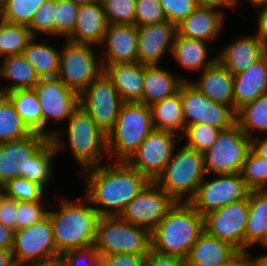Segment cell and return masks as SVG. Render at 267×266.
Returning <instances> with one entry per match:
<instances>
[{"mask_svg":"<svg viewBox=\"0 0 267 266\" xmlns=\"http://www.w3.org/2000/svg\"><path fill=\"white\" fill-rule=\"evenodd\" d=\"M33 37L28 26L9 23L0 18V59L22 54Z\"/></svg>","mask_w":267,"mask_h":266,"instance_id":"37","label":"cell"},{"mask_svg":"<svg viewBox=\"0 0 267 266\" xmlns=\"http://www.w3.org/2000/svg\"><path fill=\"white\" fill-rule=\"evenodd\" d=\"M112 162L80 174L85 181L83 195L100 216H119L127 204L150 183L127 161Z\"/></svg>","mask_w":267,"mask_h":266,"instance_id":"1","label":"cell"},{"mask_svg":"<svg viewBox=\"0 0 267 266\" xmlns=\"http://www.w3.org/2000/svg\"><path fill=\"white\" fill-rule=\"evenodd\" d=\"M153 129L150 106L123 102L115 125L107 134L109 160L127 161Z\"/></svg>","mask_w":267,"mask_h":266,"instance_id":"6","label":"cell"},{"mask_svg":"<svg viewBox=\"0 0 267 266\" xmlns=\"http://www.w3.org/2000/svg\"><path fill=\"white\" fill-rule=\"evenodd\" d=\"M99 48L103 49L100 54L103 68L111 64L137 62V26L135 24H109Z\"/></svg>","mask_w":267,"mask_h":266,"instance_id":"20","label":"cell"},{"mask_svg":"<svg viewBox=\"0 0 267 266\" xmlns=\"http://www.w3.org/2000/svg\"><path fill=\"white\" fill-rule=\"evenodd\" d=\"M242 4L243 2L241 1V0H235V10H236V7H240V5L239 4Z\"/></svg>","mask_w":267,"mask_h":266,"instance_id":"63","label":"cell"},{"mask_svg":"<svg viewBox=\"0 0 267 266\" xmlns=\"http://www.w3.org/2000/svg\"><path fill=\"white\" fill-rule=\"evenodd\" d=\"M257 34L263 43H267V8L257 13Z\"/></svg>","mask_w":267,"mask_h":266,"instance_id":"55","label":"cell"},{"mask_svg":"<svg viewBox=\"0 0 267 266\" xmlns=\"http://www.w3.org/2000/svg\"><path fill=\"white\" fill-rule=\"evenodd\" d=\"M78 7L71 0H57L55 18V37L57 39L60 37L66 40L72 34L78 16Z\"/></svg>","mask_w":267,"mask_h":266,"instance_id":"43","label":"cell"},{"mask_svg":"<svg viewBox=\"0 0 267 266\" xmlns=\"http://www.w3.org/2000/svg\"><path fill=\"white\" fill-rule=\"evenodd\" d=\"M248 197L232 202L204 216V231L226 241L239 252H245V230L248 222Z\"/></svg>","mask_w":267,"mask_h":266,"instance_id":"17","label":"cell"},{"mask_svg":"<svg viewBox=\"0 0 267 266\" xmlns=\"http://www.w3.org/2000/svg\"><path fill=\"white\" fill-rule=\"evenodd\" d=\"M109 24H135L136 0H102Z\"/></svg>","mask_w":267,"mask_h":266,"instance_id":"44","label":"cell"},{"mask_svg":"<svg viewBox=\"0 0 267 266\" xmlns=\"http://www.w3.org/2000/svg\"><path fill=\"white\" fill-rule=\"evenodd\" d=\"M154 129L170 131L180 137L186 130L179 91L150 106Z\"/></svg>","mask_w":267,"mask_h":266,"instance_id":"33","label":"cell"},{"mask_svg":"<svg viewBox=\"0 0 267 266\" xmlns=\"http://www.w3.org/2000/svg\"><path fill=\"white\" fill-rule=\"evenodd\" d=\"M204 232V217L189 203L176 201L151 232V249L185 259Z\"/></svg>","mask_w":267,"mask_h":266,"instance_id":"5","label":"cell"},{"mask_svg":"<svg viewBox=\"0 0 267 266\" xmlns=\"http://www.w3.org/2000/svg\"><path fill=\"white\" fill-rule=\"evenodd\" d=\"M234 266H257L249 251L240 252L234 258Z\"/></svg>","mask_w":267,"mask_h":266,"instance_id":"56","label":"cell"},{"mask_svg":"<svg viewBox=\"0 0 267 266\" xmlns=\"http://www.w3.org/2000/svg\"><path fill=\"white\" fill-rule=\"evenodd\" d=\"M57 0H48L34 14L31 23L28 25L34 37L50 36L55 37V18ZM44 34V35H42Z\"/></svg>","mask_w":267,"mask_h":266,"instance_id":"42","label":"cell"},{"mask_svg":"<svg viewBox=\"0 0 267 266\" xmlns=\"http://www.w3.org/2000/svg\"><path fill=\"white\" fill-rule=\"evenodd\" d=\"M196 7H208L217 9H232L235 11V0H193Z\"/></svg>","mask_w":267,"mask_h":266,"instance_id":"52","label":"cell"},{"mask_svg":"<svg viewBox=\"0 0 267 266\" xmlns=\"http://www.w3.org/2000/svg\"><path fill=\"white\" fill-rule=\"evenodd\" d=\"M263 54H264V58L267 61V43H263Z\"/></svg>","mask_w":267,"mask_h":266,"instance_id":"61","label":"cell"},{"mask_svg":"<svg viewBox=\"0 0 267 266\" xmlns=\"http://www.w3.org/2000/svg\"><path fill=\"white\" fill-rule=\"evenodd\" d=\"M213 176L208 180L206 174L195 195L189 200L203 217L227 204L246 199L250 192L241 173Z\"/></svg>","mask_w":267,"mask_h":266,"instance_id":"13","label":"cell"},{"mask_svg":"<svg viewBox=\"0 0 267 266\" xmlns=\"http://www.w3.org/2000/svg\"><path fill=\"white\" fill-rule=\"evenodd\" d=\"M14 231L0 223V249L11 250Z\"/></svg>","mask_w":267,"mask_h":266,"instance_id":"54","label":"cell"},{"mask_svg":"<svg viewBox=\"0 0 267 266\" xmlns=\"http://www.w3.org/2000/svg\"><path fill=\"white\" fill-rule=\"evenodd\" d=\"M145 255L113 254L100 256L105 266H143Z\"/></svg>","mask_w":267,"mask_h":266,"instance_id":"50","label":"cell"},{"mask_svg":"<svg viewBox=\"0 0 267 266\" xmlns=\"http://www.w3.org/2000/svg\"><path fill=\"white\" fill-rule=\"evenodd\" d=\"M17 201L3 194L0 197V223L16 231Z\"/></svg>","mask_w":267,"mask_h":266,"instance_id":"49","label":"cell"},{"mask_svg":"<svg viewBox=\"0 0 267 266\" xmlns=\"http://www.w3.org/2000/svg\"><path fill=\"white\" fill-rule=\"evenodd\" d=\"M28 128L42 134V112L34 89H18L5 94Z\"/></svg>","mask_w":267,"mask_h":266,"instance_id":"35","label":"cell"},{"mask_svg":"<svg viewBox=\"0 0 267 266\" xmlns=\"http://www.w3.org/2000/svg\"><path fill=\"white\" fill-rule=\"evenodd\" d=\"M12 256L19 266H57L60 254L54 242L49 216L14 231Z\"/></svg>","mask_w":267,"mask_h":266,"instance_id":"9","label":"cell"},{"mask_svg":"<svg viewBox=\"0 0 267 266\" xmlns=\"http://www.w3.org/2000/svg\"><path fill=\"white\" fill-rule=\"evenodd\" d=\"M252 7L260 9V11L267 8V0H248Z\"/></svg>","mask_w":267,"mask_h":266,"instance_id":"58","label":"cell"},{"mask_svg":"<svg viewBox=\"0 0 267 266\" xmlns=\"http://www.w3.org/2000/svg\"><path fill=\"white\" fill-rule=\"evenodd\" d=\"M199 76L196 81L189 79V82L210 100L234 110L233 75L218 59Z\"/></svg>","mask_w":267,"mask_h":266,"instance_id":"24","label":"cell"},{"mask_svg":"<svg viewBox=\"0 0 267 266\" xmlns=\"http://www.w3.org/2000/svg\"><path fill=\"white\" fill-rule=\"evenodd\" d=\"M189 81L181 75L172 73L161 65H146L144 72V90L141 103L151 106L179 91L181 84Z\"/></svg>","mask_w":267,"mask_h":266,"instance_id":"28","label":"cell"},{"mask_svg":"<svg viewBox=\"0 0 267 266\" xmlns=\"http://www.w3.org/2000/svg\"><path fill=\"white\" fill-rule=\"evenodd\" d=\"M63 197L58 200L59 209L48 213L60 255L94 246L101 217L84 195L77 197L76 201Z\"/></svg>","mask_w":267,"mask_h":266,"instance_id":"3","label":"cell"},{"mask_svg":"<svg viewBox=\"0 0 267 266\" xmlns=\"http://www.w3.org/2000/svg\"><path fill=\"white\" fill-rule=\"evenodd\" d=\"M205 176L203 154L183 144L175 147L154 183L175 201L189 202Z\"/></svg>","mask_w":267,"mask_h":266,"instance_id":"7","label":"cell"},{"mask_svg":"<svg viewBox=\"0 0 267 266\" xmlns=\"http://www.w3.org/2000/svg\"><path fill=\"white\" fill-rule=\"evenodd\" d=\"M145 64H111L103 72L111 80L123 102H140L144 90Z\"/></svg>","mask_w":267,"mask_h":266,"instance_id":"27","label":"cell"},{"mask_svg":"<svg viewBox=\"0 0 267 266\" xmlns=\"http://www.w3.org/2000/svg\"><path fill=\"white\" fill-rule=\"evenodd\" d=\"M236 123L249 138L267 135V93L240 107L236 111Z\"/></svg>","mask_w":267,"mask_h":266,"instance_id":"34","label":"cell"},{"mask_svg":"<svg viewBox=\"0 0 267 266\" xmlns=\"http://www.w3.org/2000/svg\"><path fill=\"white\" fill-rule=\"evenodd\" d=\"M250 149L251 138L245 135L237 123L220 130L216 141L203 153L205 173L207 175L241 173Z\"/></svg>","mask_w":267,"mask_h":266,"instance_id":"11","label":"cell"},{"mask_svg":"<svg viewBox=\"0 0 267 266\" xmlns=\"http://www.w3.org/2000/svg\"><path fill=\"white\" fill-rule=\"evenodd\" d=\"M48 0H0V18L6 22L28 26L44 2Z\"/></svg>","mask_w":267,"mask_h":266,"instance_id":"38","label":"cell"},{"mask_svg":"<svg viewBox=\"0 0 267 266\" xmlns=\"http://www.w3.org/2000/svg\"><path fill=\"white\" fill-rule=\"evenodd\" d=\"M225 12L222 9L196 7L177 24V33L183 37L206 42L216 41L225 26Z\"/></svg>","mask_w":267,"mask_h":266,"instance_id":"22","label":"cell"},{"mask_svg":"<svg viewBox=\"0 0 267 266\" xmlns=\"http://www.w3.org/2000/svg\"><path fill=\"white\" fill-rule=\"evenodd\" d=\"M73 3H75L78 6L81 5H89L97 2L98 0H71Z\"/></svg>","mask_w":267,"mask_h":266,"instance_id":"60","label":"cell"},{"mask_svg":"<svg viewBox=\"0 0 267 266\" xmlns=\"http://www.w3.org/2000/svg\"><path fill=\"white\" fill-rule=\"evenodd\" d=\"M176 201L154 182L136 195L119 215L124 221L152 232Z\"/></svg>","mask_w":267,"mask_h":266,"instance_id":"18","label":"cell"},{"mask_svg":"<svg viewBox=\"0 0 267 266\" xmlns=\"http://www.w3.org/2000/svg\"><path fill=\"white\" fill-rule=\"evenodd\" d=\"M57 77L79 95L103 72L97 46L63 40Z\"/></svg>","mask_w":267,"mask_h":266,"instance_id":"10","label":"cell"},{"mask_svg":"<svg viewBox=\"0 0 267 266\" xmlns=\"http://www.w3.org/2000/svg\"><path fill=\"white\" fill-rule=\"evenodd\" d=\"M57 155L51 138L40 133L0 143V183L23 177L49 189Z\"/></svg>","mask_w":267,"mask_h":266,"instance_id":"2","label":"cell"},{"mask_svg":"<svg viewBox=\"0 0 267 266\" xmlns=\"http://www.w3.org/2000/svg\"><path fill=\"white\" fill-rule=\"evenodd\" d=\"M4 194L3 184L0 183V197Z\"/></svg>","mask_w":267,"mask_h":266,"instance_id":"64","label":"cell"},{"mask_svg":"<svg viewBox=\"0 0 267 266\" xmlns=\"http://www.w3.org/2000/svg\"><path fill=\"white\" fill-rule=\"evenodd\" d=\"M33 132L24 123L11 100L0 96V143L17 140L31 135Z\"/></svg>","mask_w":267,"mask_h":266,"instance_id":"36","label":"cell"},{"mask_svg":"<svg viewBox=\"0 0 267 266\" xmlns=\"http://www.w3.org/2000/svg\"><path fill=\"white\" fill-rule=\"evenodd\" d=\"M176 33L177 25L169 21L137 26V62L160 65L162 57L171 55Z\"/></svg>","mask_w":267,"mask_h":266,"instance_id":"19","label":"cell"},{"mask_svg":"<svg viewBox=\"0 0 267 266\" xmlns=\"http://www.w3.org/2000/svg\"><path fill=\"white\" fill-rule=\"evenodd\" d=\"M264 136V137H263ZM251 149L260 157L267 160V135L251 138Z\"/></svg>","mask_w":267,"mask_h":266,"instance_id":"53","label":"cell"},{"mask_svg":"<svg viewBox=\"0 0 267 266\" xmlns=\"http://www.w3.org/2000/svg\"><path fill=\"white\" fill-rule=\"evenodd\" d=\"M38 37L28 43L22 55L33 66L40 78L57 77L60 63V49L51 45L47 37Z\"/></svg>","mask_w":267,"mask_h":266,"instance_id":"31","label":"cell"},{"mask_svg":"<svg viewBox=\"0 0 267 266\" xmlns=\"http://www.w3.org/2000/svg\"><path fill=\"white\" fill-rule=\"evenodd\" d=\"M94 247L99 256L146 255L151 250V232L124 221L120 216H101Z\"/></svg>","mask_w":267,"mask_h":266,"instance_id":"8","label":"cell"},{"mask_svg":"<svg viewBox=\"0 0 267 266\" xmlns=\"http://www.w3.org/2000/svg\"><path fill=\"white\" fill-rule=\"evenodd\" d=\"M123 101L102 72L80 95L79 105L106 134L114 127Z\"/></svg>","mask_w":267,"mask_h":266,"instance_id":"16","label":"cell"},{"mask_svg":"<svg viewBox=\"0 0 267 266\" xmlns=\"http://www.w3.org/2000/svg\"><path fill=\"white\" fill-rule=\"evenodd\" d=\"M248 222L245 230V252L261 244L267 235V189L248 194Z\"/></svg>","mask_w":267,"mask_h":266,"instance_id":"32","label":"cell"},{"mask_svg":"<svg viewBox=\"0 0 267 266\" xmlns=\"http://www.w3.org/2000/svg\"><path fill=\"white\" fill-rule=\"evenodd\" d=\"M143 266H185L184 259L174 255H164L152 249L144 257Z\"/></svg>","mask_w":267,"mask_h":266,"instance_id":"51","label":"cell"},{"mask_svg":"<svg viewBox=\"0 0 267 266\" xmlns=\"http://www.w3.org/2000/svg\"><path fill=\"white\" fill-rule=\"evenodd\" d=\"M233 39L222 46L217 59L232 75H237L264 57L263 42L257 32L245 36L241 34Z\"/></svg>","mask_w":267,"mask_h":266,"instance_id":"21","label":"cell"},{"mask_svg":"<svg viewBox=\"0 0 267 266\" xmlns=\"http://www.w3.org/2000/svg\"><path fill=\"white\" fill-rule=\"evenodd\" d=\"M241 175L250 191L267 189V160L250 149L243 163Z\"/></svg>","mask_w":267,"mask_h":266,"instance_id":"39","label":"cell"},{"mask_svg":"<svg viewBox=\"0 0 267 266\" xmlns=\"http://www.w3.org/2000/svg\"><path fill=\"white\" fill-rule=\"evenodd\" d=\"M207 44H209V42L186 38L176 33L170 57L174 62H177V65L183 68L185 72L199 73L217 60L218 53L214 52L216 48H212ZM210 54L216 55V57Z\"/></svg>","mask_w":267,"mask_h":266,"instance_id":"26","label":"cell"},{"mask_svg":"<svg viewBox=\"0 0 267 266\" xmlns=\"http://www.w3.org/2000/svg\"><path fill=\"white\" fill-rule=\"evenodd\" d=\"M3 191L6 196L20 202L44 200L47 195L42 186L23 177L8 180L3 185Z\"/></svg>","mask_w":267,"mask_h":266,"instance_id":"40","label":"cell"},{"mask_svg":"<svg viewBox=\"0 0 267 266\" xmlns=\"http://www.w3.org/2000/svg\"><path fill=\"white\" fill-rule=\"evenodd\" d=\"M0 79L9 83L0 87L3 95L18 89H33L40 81L35 69L22 54L1 59Z\"/></svg>","mask_w":267,"mask_h":266,"instance_id":"30","label":"cell"},{"mask_svg":"<svg viewBox=\"0 0 267 266\" xmlns=\"http://www.w3.org/2000/svg\"><path fill=\"white\" fill-rule=\"evenodd\" d=\"M267 93V61L263 57L244 72L233 75L234 111Z\"/></svg>","mask_w":267,"mask_h":266,"instance_id":"29","label":"cell"},{"mask_svg":"<svg viewBox=\"0 0 267 266\" xmlns=\"http://www.w3.org/2000/svg\"><path fill=\"white\" fill-rule=\"evenodd\" d=\"M220 130L219 128L204 123L189 125L181 136V139L183 138L186 140L184 144L187 147L203 154L216 141Z\"/></svg>","mask_w":267,"mask_h":266,"instance_id":"41","label":"cell"},{"mask_svg":"<svg viewBox=\"0 0 267 266\" xmlns=\"http://www.w3.org/2000/svg\"><path fill=\"white\" fill-rule=\"evenodd\" d=\"M181 137L170 131L153 129L127 162L154 182L170 161Z\"/></svg>","mask_w":267,"mask_h":266,"instance_id":"15","label":"cell"},{"mask_svg":"<svg viewBox=\"0 0 267 266\" xmlns=\"http://www.w3.org/2000/svg\"><path fill=\"white\" fill-rule=\"evenodd\" d=\"M57 266H105L94 246L72 250L60 256Z\"/></svg>","mask_w":267,"mask_h":266,"instance_id":"47","label":"cell"},{"mask_svg":"<svg viewBox=\"0 0 267 266\" xmlns=\"http://www.w3.org/2000/svg\"><path fill=\"white\" fill-rule=\"evenodd\" d=\"M252 258L255 260L257 266H267V254H260Z\"/></svg>","mask_w":267,"mask_h":266,"instance_id":"59","label":"cell"},{"mask_svg":"<svg viewBox=\"0 0 267 266\" xmlns=\"http://www.w3.org/2000/svg\"><path fill=\"white\" fill-rule=\"evenodd\" d=\"M222 266H234V260L230 264L222 265Z\"/></svg>","mask_w":267,"mask_h":266,"instance_id":"65","label":"cell"},{"mask_svg":"<svg viewBox=\"0 0 267 266\" xmlns=\"http://www.w3.org/2000/svg\"><path fill=\"white\" fill-rule=\"evenodd\" d=\"M42 112V134L49 138L57 131L49 126L66 122L79 107V94L68 88L58 77L40 78L33 88Z\"/></svg>","mask_w":267,"mask_h":266,"instance_id":"12","label":"cell"},{"mask_svg":"<svg viewBox=\"0 0 267 266\" xmlns=\"http://www.w3.org/2000/svg\"><path fill=\"white\" fill-rule=\"evenodd\" d=\"M167 21L159 0H136L135 25L161 23Z\"/></svg>","mask_w":267,"mask_h":266,"instance_id":"46","label":"cell"},{"mask_svg":"<svg viewBox=\"0 0 267 266\" xmlns=\"http://www.w3.org/2000/svg\"><path fill=\"white\" fill-rule=\"evenodd\" d=\"M180 98L186 128L204 123L223 130L236 123V112L230 106L210 100L189 81L181 84Z\"/></svg>","mask_w":267,"mask_h":266,"instance_id":"14","label":"cell"},{"mask_svg":"<svg viewBox=\"0 0 267 266\" xmlns=\"http://www.w3.org/2000/svg\"><path fill=\"white\" fill-rule=\"evenodd\" d=\"M240 252L230 243L208 235L199 236L184 259L185 266H222L230 264Z\"/></svg>","mask_w":267,"mask_h":266,"instance_id":"25","label":"cell"},{"mask_svg":"<svg viewBox=\"0 0 267 266\" xmlns=\"http://www.w3.org/2000/svg\"><path fill=\"white\" fill-rule=\"evenodd\" d=\"M66 139L58 129L51 137L57 154L69 148L78 164L80 175L83 171L103 164L107 153V134L101 130L90 115L79 105L66 121ZM64 139V140H63Z\"/></svg>","mask_w":267,"mask_h":266,"instance_id":"4","label":"cell"},{"mask_svg":"<svg viewBox=\"0 0 267 266\" xmlns=\"http://www.w3.org/2000/svg\"><path fill=\"white\" fill-rule=\"evenodd\" d=\"M44 204V200L26 202L17 201L16 230L28 227L46 218L49 210L44 207Z\"/></svg>","mask_w":267,"mask_h":266,"instance_id":"45","label":"cell"},{"mask_svg":"<svg viewBox=\"0 0 267 266\" xmlns=\"http://www.w3.org/2000/svg\"><path fill=\"white\" fill-rule=\"evenodd\" d=\"M0 266H15L11 250L0 249Z\"/></svg>","mask_w":267,"mask_h":266,"instance_id":"57","label":"cell"},{"mask_svg":"<svg viewBox=\"0 0 267 266\" xmlns=\"http://www.w3.org/2000/svg\"><path fill=\"white\" fill-rule=\"evenodd\" d=\"M167 21L178 24L196 8L193 0H159Z\"/></svg>","mask_w":267,"mask_h":266,"instance_id":"48","label":"cell"},{"mask_svg":"<svg viewBox=\"0 0 267 266\" xmlns=\"http://www.w3.org/2000/svg\"><path fill=\"white\" fill-rule=\"evenodd\" d=\"M260 247H264V249H267V235L265 237V239L262 241V243L259 245Z\"/></svg>","mask_w":267,"mask_h":266,"instance_id":"62","label":"cell"},{"mask_svg":"<svg viewBox=\"0 0 267 266\" xmlns=\"http://www.w3.org/2000/svg\"><path fill=\"white\" fill-rule=\"evenodd\" d=\"M109 22L101 1L78 7V16L72 34L66 39L76 44L101 46Z\"/></svg>","mask_w":267,"mask_h":266,"instance_id":"23","label":"cell"}]
</instances>
